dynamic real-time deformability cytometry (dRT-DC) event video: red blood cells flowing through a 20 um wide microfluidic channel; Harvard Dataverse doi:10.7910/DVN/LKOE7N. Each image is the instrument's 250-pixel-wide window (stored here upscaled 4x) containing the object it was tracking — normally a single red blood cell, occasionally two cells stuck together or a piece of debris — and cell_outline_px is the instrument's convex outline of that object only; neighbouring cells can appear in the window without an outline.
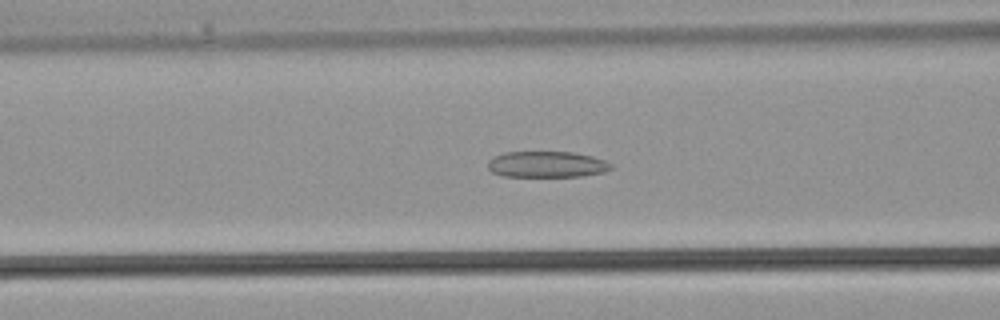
{"species": "common noctule bat (a hibernating species)", "species_latin": "Nyctalus noctula", "temperature_condition": "warm", "stored_images_in_passage": 37, "camera_frame_rate_fps": 3000, "um_per_image_px": 0.085, "animal": {"sex": "male", "body_mass_g": 21.5, "forearm_length_mm": 52.0}, "frame": {"image": 1, "passage_image": 14, "time_ms": 4.333, "image_size_px": [1000, 320], "cell_outline_px": [[612, 168], [604, 172], [584, 176], [500, 176], [492, 172], [488, 168], [488, 160], [492, 156], [504, 152], [572, 152], [592, 156], [604, 160], [612, 164]], "centroid_in_image_um": [46.45, 13.97], "position_along_channel_um": 120.2, "area_um2": 18.84}}
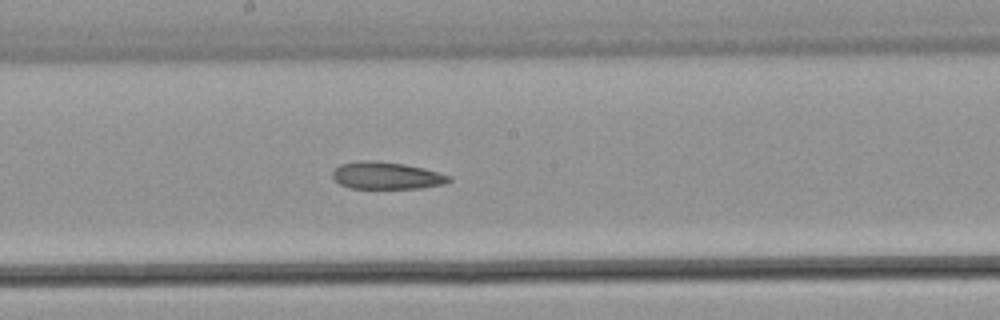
{"frame": {"image": 2, "passage_image": 19, "time_ms": 6.0, "image_size_px": [1000, 320], "cell_outline_px": [[452, 180], [444, 184], [420, 188], [352, 188], [340, 184], [332, 176], [332, 172], [340, 164], [360, 160], [372, 160], [404, 164], [424, 168], [440, 172], [452, 176]], "centroid_in_image_um": [32.89, 14.92], "position_along_channel_um": 215.3, "area_um2": 18.5}}
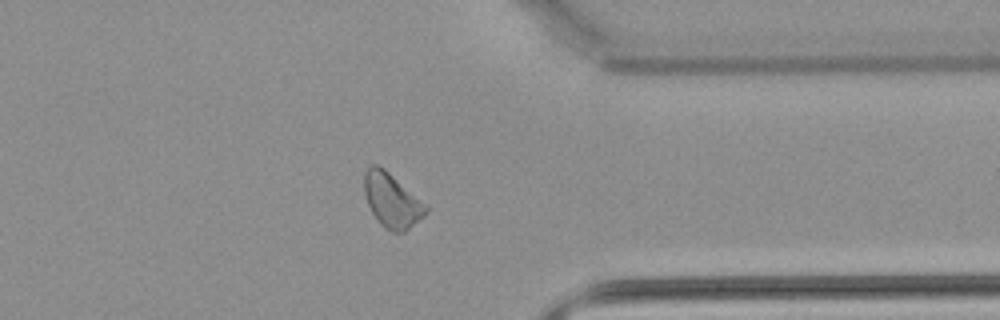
{"frame": {"image": 3, "passage_image": 28, "time_ms": 9.0, "image_size_px": [1000, 320], "cell_outline_px": [[428, 212], [424, 216], [404, 232], [392, 232], [384, 228], [380, 224], [372, 212], [368, 204], [364, 192], [364, 172], [372, 164], [376, 164], [384, 168], [428, 204]], "centroid_in_image_um": [33.33, 17.03], "position_along_channel_um": 378.1, "area_um2": 19.65}}